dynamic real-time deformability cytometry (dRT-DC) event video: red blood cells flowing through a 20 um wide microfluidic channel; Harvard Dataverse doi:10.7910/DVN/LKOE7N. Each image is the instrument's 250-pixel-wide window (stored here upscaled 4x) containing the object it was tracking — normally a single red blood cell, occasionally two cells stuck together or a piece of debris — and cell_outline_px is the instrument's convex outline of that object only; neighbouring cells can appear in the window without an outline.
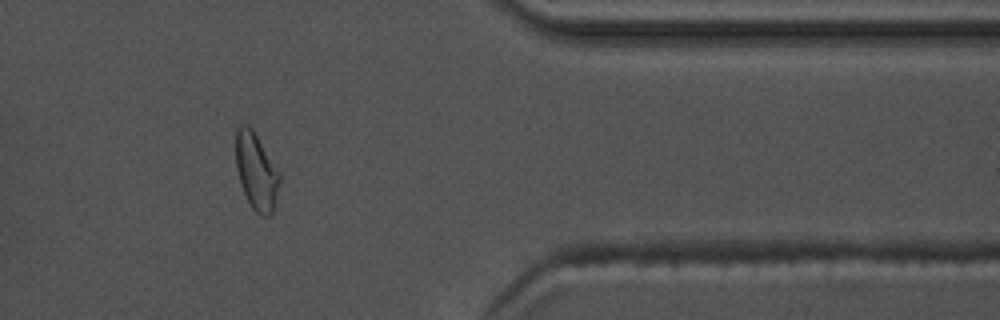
{"species": "common noctule bat (a hibernating species)", "species_latin": "Nyctalus noctula", "temperature_condition": "warm", "stored_images_in_passage": 52, "camera_frame_rate_fps": 3000, "um_per_image_px": 0.085, "animal": {"sex": "male", "body_mass_g": 17.5, "forearm_length_mm": 52.3}, "frame": {"image": 1, "passage_image": 45, "time_ms": 14.667, "image_size_px": [1000, 320], "cell_outline_px": [[280, 180], [272, 216], [260, 216], [252, 208], [240, 184], [236, 168], [236, 128], [240, 124], [244, 124], [252, 128], [280, 172]], "centroid_in_image_um": [21.78, 14.58], "position_along_channel_um": 389.6, "area_um2": 19.65}}